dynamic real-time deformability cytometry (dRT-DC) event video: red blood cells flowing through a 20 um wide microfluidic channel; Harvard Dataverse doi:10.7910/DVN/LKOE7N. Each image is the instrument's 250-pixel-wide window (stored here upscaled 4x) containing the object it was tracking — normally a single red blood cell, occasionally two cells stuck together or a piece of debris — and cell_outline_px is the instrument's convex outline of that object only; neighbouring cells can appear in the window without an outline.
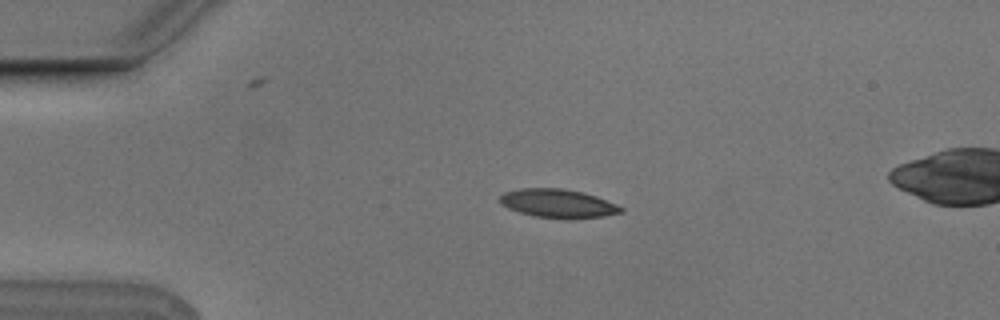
{"species": "Egyptian fruit bat (a non-hibernating species)", "species_latin": "Rousettus aegyptiacus", "temperature_condition": "cold", "stored_images_in_passage": 4, "camera_frame_rate_fps": 3000, "um_per_image_px": 0.085, "animal": {"sex": "male"}, "frame": {"image": 1, "passage_image": 3, "time_ms": 0.667, "image_size_px": [1000, 320], "cell_outline_px": [[624, 212], [604, 216], [532, 216], [508, 208], [500, 204], [500, 196], [504, 192], [520, 188], [564, 188], [584, 192], [596, 196], [616, 204], [624, 208]], "centroid_in_image_um": [47.4, 17.24], "position_along_channel_um": 37.6, "area_um2": 19.54}}